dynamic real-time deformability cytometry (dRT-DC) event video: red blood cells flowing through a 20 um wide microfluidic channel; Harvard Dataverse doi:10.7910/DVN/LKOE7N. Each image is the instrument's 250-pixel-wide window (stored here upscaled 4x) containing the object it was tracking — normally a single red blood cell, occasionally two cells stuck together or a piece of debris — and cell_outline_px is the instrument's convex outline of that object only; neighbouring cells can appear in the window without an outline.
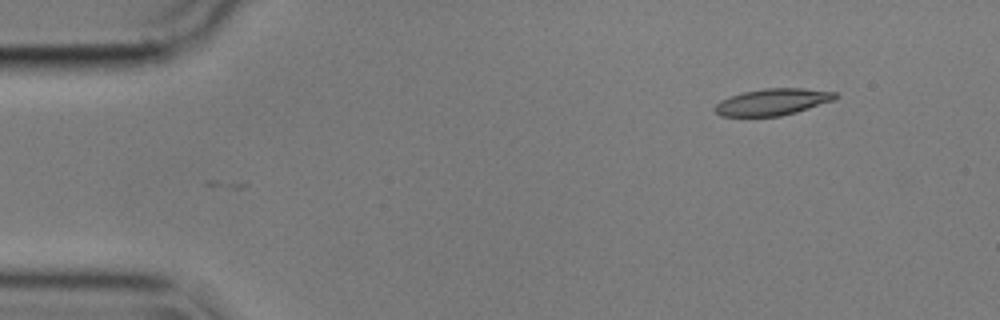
{"species": "common noctule bat (a hibernating species)", "species_latin": "Nyctalus noctula", "temperature_condition": "cold", "stored_images_in_passage": 14, "camera_frame_rate_fps": 3000, "um_per_image_px": 0.085, "animal": {"sex": "male", "body_mass_g": 17.9}, "frame": {"image": 1, "passage_image": 1, "time_ms": 0.0, "image_size_px": [1000, 320], "cell_outline_px": [[840, 96], [832, 100], [796, 112], [780, 116], [720, 116], [716, 112], [716, 104], [720, 100], [744, 92], [764, 88], [804, 88], [836, 92]], "centroid_in_image_um": [65.69, 8.66], "position_along_channel_um": 19.3, "area_um2": 18.44}}
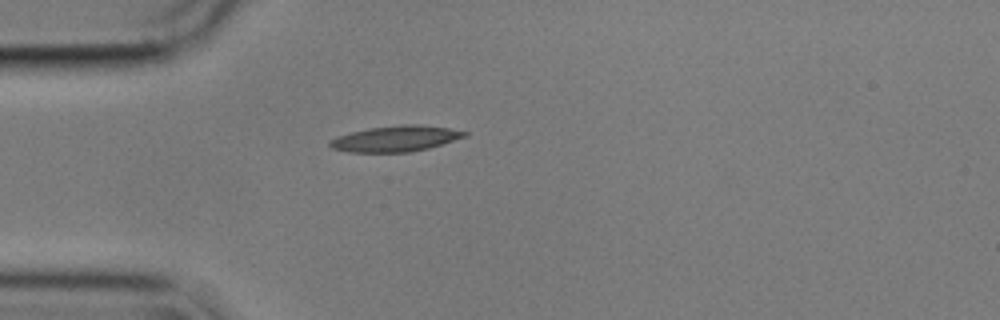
{"frame": {"image": 2, "passage_image": 10, "time_ms": 3.0, "image_size_px": [1000, 320], "cell_outline_px": [[468, 136], [428, 148], [408, 152], [348, 152], [332, 148], [328, 144], [328, 140], [336, 136], [368, 128], [404, 124], [416, 124], [448, 128], [468, 132]], "centroid_in_image_um": [33.6, 11.78], "position_along_channel_um": 51.4, "area_um2": 20.23}}